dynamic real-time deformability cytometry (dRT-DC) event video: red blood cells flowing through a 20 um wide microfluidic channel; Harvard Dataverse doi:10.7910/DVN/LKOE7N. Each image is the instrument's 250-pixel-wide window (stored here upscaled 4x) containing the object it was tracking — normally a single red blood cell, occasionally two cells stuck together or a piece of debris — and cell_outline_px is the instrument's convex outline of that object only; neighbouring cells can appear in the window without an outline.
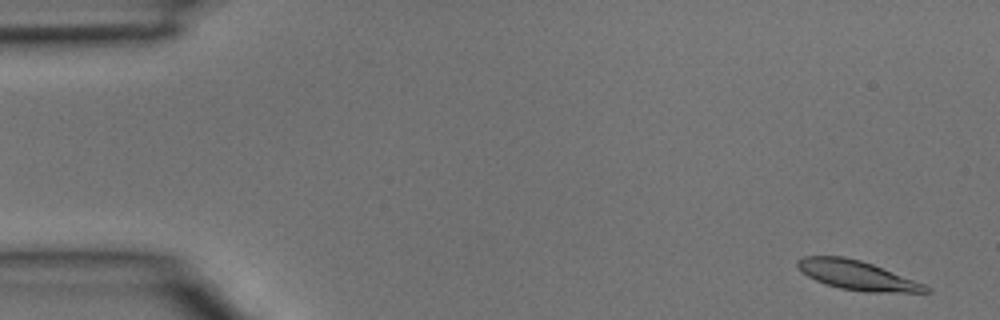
{"species": "common noctule bat (a hibernating species)", "species_latin": "Nyctalus noctula", "temperature_condition": "room temperature", "stored_images_in_passage": 5, "segment_of_instrument_passage": [2, 2], "camera_frame_rate_fps": 3000, "um_per_image_px": 0.085, "animal": {"sex": "male", "body_mass_g": 15.6}, "frame": {"image": 1, "passage_image": 5, "time_ms": 1.333, "image_size_px": [1000, 320], "cell_outline_px": [[932, 292], [864, 292], [840, 288], [816, 280], [808, 276], [796, 268], [796, 260], [804, 256], [844, 256], [860, 260], [872, 264], [924, 284], [932, 288]], "centroid_in_image_um": [72.83, 23.39], "position_along_channel_um": 12.2, "area_um2": 21.73}}